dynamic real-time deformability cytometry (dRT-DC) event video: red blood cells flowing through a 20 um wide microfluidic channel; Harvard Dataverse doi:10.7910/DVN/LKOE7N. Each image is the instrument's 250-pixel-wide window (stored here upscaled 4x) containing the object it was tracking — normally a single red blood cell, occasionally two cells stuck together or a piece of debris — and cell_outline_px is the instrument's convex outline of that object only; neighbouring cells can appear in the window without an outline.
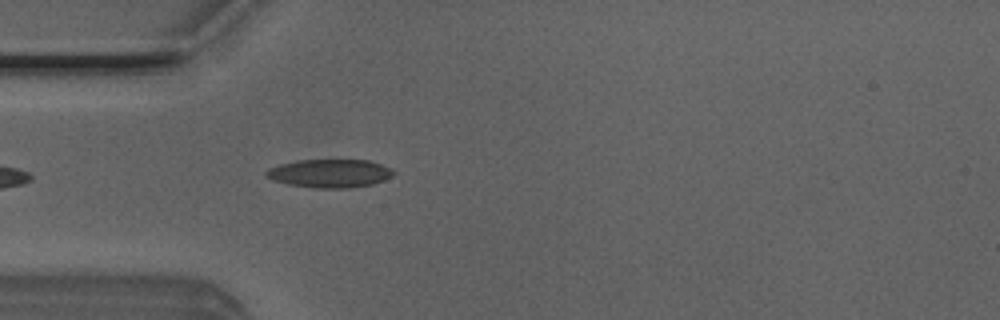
{"species": "Egyptian fruit bat (a non-hibernating species)", "species_latin": "Rousettus aegyptiacus", "temperature_condition": "room temperature", "stored_images_in_passage": 40, "camera_frame_rate_fps": 3000, "um_per_image_px": 0.085, "animal": {"sex": "male"}, "frame": {"image": 1, "passage_image": 4, "time_ms": 1.0, "image_size_px": [1000, 320], "cell_outline_px": [[396, 172], [392, 176], [384, 180], [372, 184], [348, 188], [316, 188], [288, 184], [272, 180], [264, 176], [264, 172], [268, 168], [280, 164], [296, 160], [368, 160], [392, 168]], "centroid_in_image_um": [28.01, 14.73], "position_along_channel_um": 57.0, "area_um2": 21.15}}
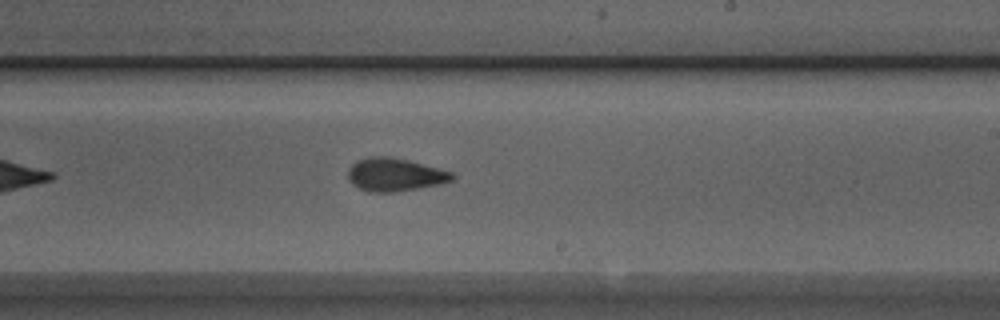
{"frame": {"image": 2, "passage_image": 19, "time_ms": 6.0, "image_size_px": [1000, 320], "cell_outline_px": [[456, 176], [452, 180], [440, 184], [392, 192], [368, 192], [352, 184], [348, 180], [348, 168], [356, 160], [368, 156], [392, 156], [408, 160], [452, 172]], "centroid_in_image_um": [33.52, 14.83], "position_along_channel_um": 255.5, "area_um2": 20.11}}
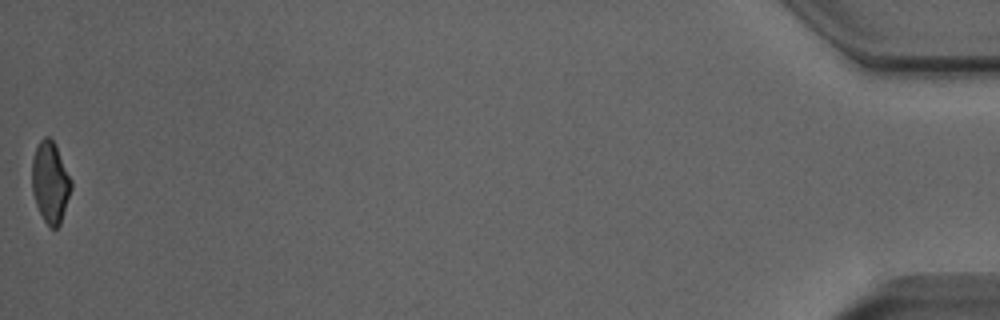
{"frame": {"image": 3, "passage_image": 40, "time_ms": 13.0, "image_size_px": [1000, 320], "cell_outline_px": [[72, 188], [60, 224], [56, 228], [48, 228], [36, 204], [32, 192], [32, 160], [36, 148], [40, 140], [44, 136], [48, 136], [56, 144], [72, 180]], "centroid_in_image_um": [4.28, 15.49], "position_along_channel_um": 430.9, "area_um2": 18.67}, "authors_computed_cell_mechanics": {"area_um2": 19.7098, "velocity_mm_per_s": 4.0274, "shape_relaxation_time_tau1_ms": 6.4945, "shape_relaxation_time_tau2_ms": 2.1964, "deformation_change_tau1": 0.1738, "deformation_change_tau2": 0.0816}}